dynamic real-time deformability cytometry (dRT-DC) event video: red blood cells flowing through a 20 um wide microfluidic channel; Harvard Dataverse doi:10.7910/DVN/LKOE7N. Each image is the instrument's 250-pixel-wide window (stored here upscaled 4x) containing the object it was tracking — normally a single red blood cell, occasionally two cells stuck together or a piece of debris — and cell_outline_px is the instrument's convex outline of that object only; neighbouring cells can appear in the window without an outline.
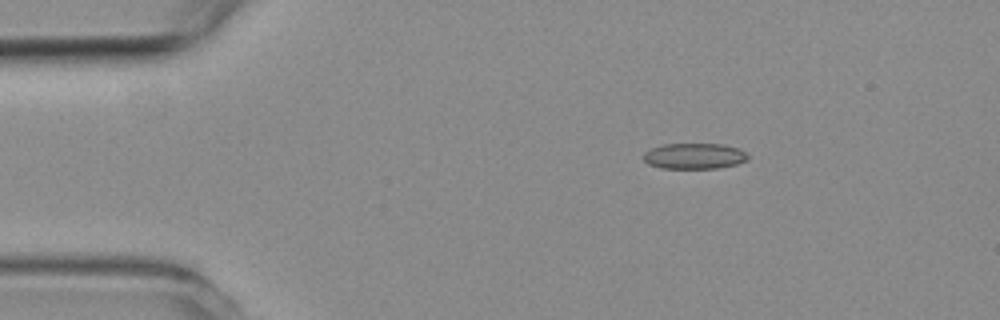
{"species": "common noctule bat (a hibernating species)", "species_latin": "Nyctalus noctula", "temperature_condition": "room temperature", "stored_images_in_passage": 3, "camera_frame_rate_fps": 3000, "um_per_image_px": 0.085, "animal": {"sex": "female", "body_mass_g": 19.3, "forearm_length_mm": 54.1}, "frame": {"image": 1, "passage_image": 2, "time_ms": 1.0, "image_size_px": [1000, 320], "cell_outline_px": [[748, 160], [736, 164], [716, 168], [660, 168], [648, 164], [644, 160], [644, 152], [652, 148], [664, 144], [724, 144], [740, 148], [748, 156]], "centroid_in_image_um": [59.02, 13.26], "position_along_channel_um": 26.0, "area_um2": 15.66}}